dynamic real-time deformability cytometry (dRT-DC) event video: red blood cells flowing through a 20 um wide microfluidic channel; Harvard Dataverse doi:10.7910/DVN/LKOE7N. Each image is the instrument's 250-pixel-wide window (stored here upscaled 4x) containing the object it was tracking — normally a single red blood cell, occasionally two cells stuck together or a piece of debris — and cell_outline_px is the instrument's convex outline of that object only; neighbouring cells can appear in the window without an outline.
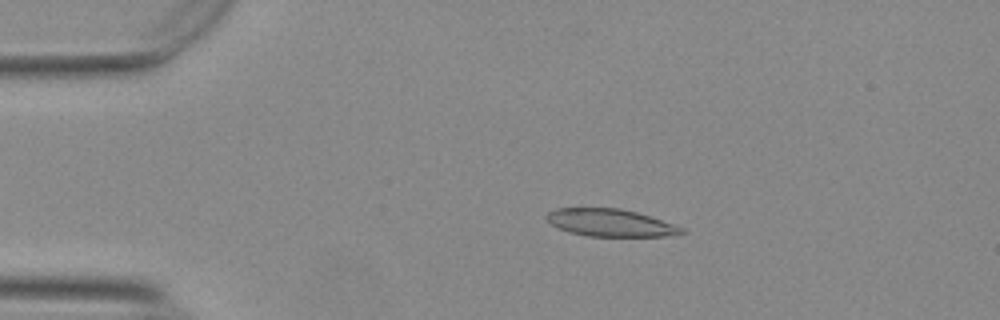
{"species": "Egyptian fruit bat (a non-hibernating species)", "species_latin": "Rousettus aegyptiacus", "temperature_condition": "warm", "stored_images_in_passage": 52, "camera_frame_rate_fps": 3000, "um_per_image_px": 0.085, "animal": {"sex": "female"}, "frame": {"image": 1, "passage_image": 8, "time_ms": 2.333, "image_size_px": [1000, 320], "cell_outline_px": [[684, 232], [672, 236], [588, 236], [568, 232], [552, 224], [548, 220], [548, 212], [556, 208], [620, 208], [636, 212], [684, 228]], "centroid_in_image_um": [51.88, 18.94], "position_along_channel_um": 33.1, "area_um2": 21.21}}
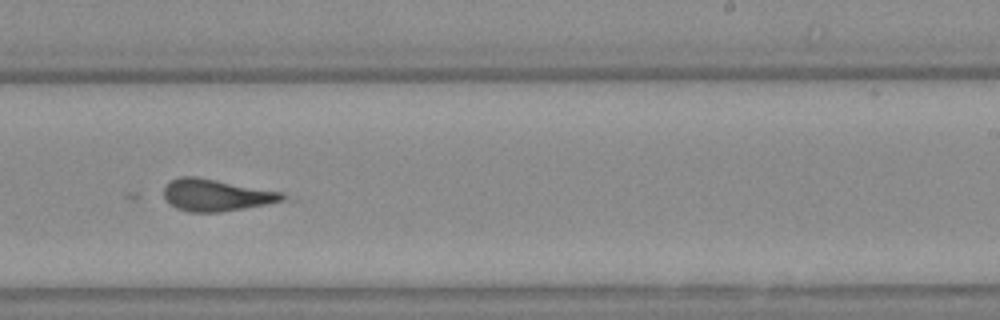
{"frame": {"image": 2, "passage_image": 31, "time_ms": 10.0, "image_size_px": [1000, 320], "cell_outline_px": [[284, 200], [244, 208], [220, 212], [188, 212], [176, 208], [164, 196], [164, 188], [172, 180], [180, 176], [196, 176], [280, 192], [284, 196]], "centroid_in_image_um": [18.32, 16.58], "position_along_channel_um": 270.7, "area_um2": 21.56}}
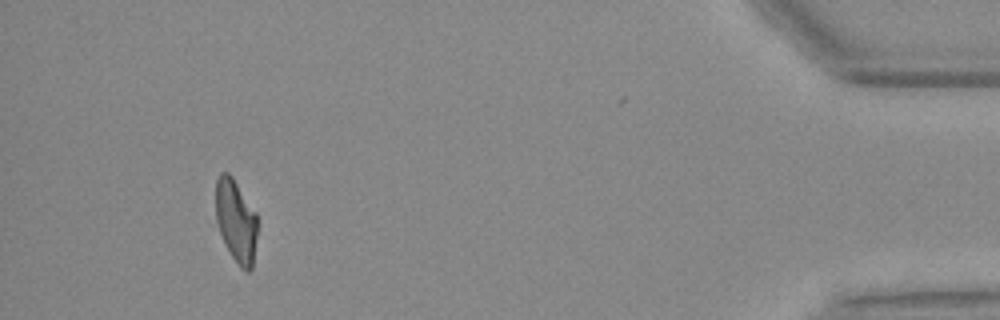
{"frame": {"image": 3, "passage_image": 48, "time_ms": 15.667, "image_size_px": [1000, 320], "cell_outline_px": [[256, 236], [252, 268], [248, 272], [244, 272], [240, 268], [232, 256], [220, 232], [216, 220], [216, 180], [220, 172], [228, 172], [232, 176], [256, 212]], "centroid_in_image_um": [20.05, 18.76], "position_along_channel_um": 415.1, "area_um2": 19.88}}